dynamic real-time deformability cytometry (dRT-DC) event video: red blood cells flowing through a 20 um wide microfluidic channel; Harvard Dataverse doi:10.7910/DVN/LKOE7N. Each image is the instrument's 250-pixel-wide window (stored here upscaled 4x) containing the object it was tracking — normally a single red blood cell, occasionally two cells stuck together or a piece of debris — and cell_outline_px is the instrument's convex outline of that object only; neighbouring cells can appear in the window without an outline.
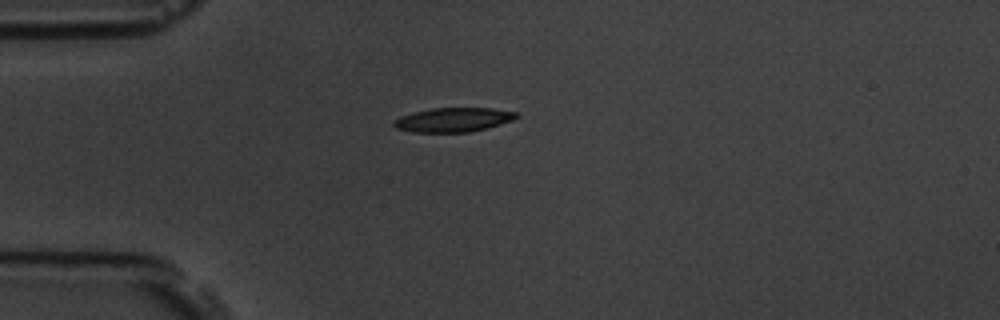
{"species": "common noctule bat (a hibernating species)", "species_latin": "Nyctalus noctula", "temperature_condition": "room temperature", "stored_images_in_passage": 2, "camera_frame_rate_fps": 3000, "um_per_image_px": 0.085, "animal": {"sex": "male", "body_mass_g": 19.5, "forearm_length_mm": 54.6}, "frame": {"image": 1, "passage_image": 1, "time_ms": 0.0, "image_size_px": [1000, 320], "cell_outline_px": [[520, 116], [512, 120], [500, 124], [468, 132], [412, 132], [396, 128], [392, 124], [400, 116], [432, 108], [492, 108], [516, 112]], "centroid_in_image_um": [38.54, 10.18], "position_along_channel_um": 46.5, "area_um2": 17.05}}
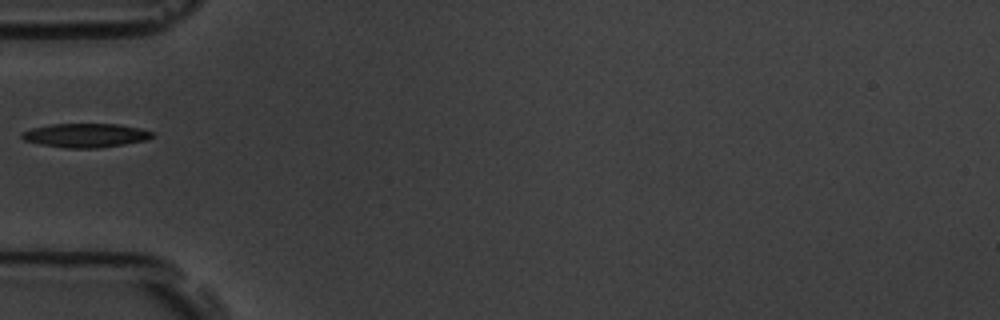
{"frame": {"image": 2, "passage_image": 2, "time_ms": 1.333, "image_size_px": [1000, 320], "cell_outline_px": [[152, 136], [144, 140], [124, 144], [100, 148], [68, 148], [40, 144], [24, 140], [20, 136], [20, 132], [32, 128], [52, 124], [120, 124], [140, 128], [152, 132]], "centroid_in_image_um": [7.23, 11.5], "position_along_channel_um": 77.8, "area_um2": 18.09}}